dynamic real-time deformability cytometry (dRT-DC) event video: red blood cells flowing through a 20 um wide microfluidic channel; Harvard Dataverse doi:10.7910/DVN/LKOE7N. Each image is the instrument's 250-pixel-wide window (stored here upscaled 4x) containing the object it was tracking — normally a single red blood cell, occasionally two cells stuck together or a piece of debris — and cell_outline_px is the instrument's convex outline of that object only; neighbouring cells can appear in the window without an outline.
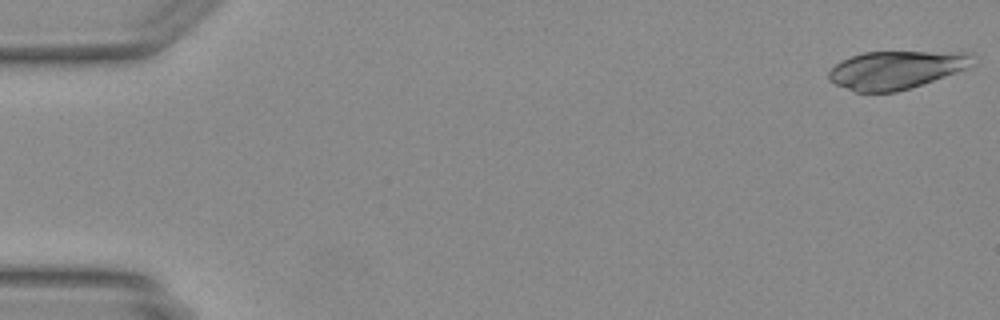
{"species": "Egyptian fruit bat (a non-hibernating species)", "species_latin": "Rousettus aegyptiacus", "temperature_condition": "warm", "stored_images_in_passage": 47, "camera_frame_rate_fps": 3000, "um_per_image_px": 0.085, "animal": {"sex": "female"}, "frame": {"image": 1, "passage_image": 1, "time_ms": 0.0, "image_size_px": [1000, 320], "cell_outline_px": [[968, 56], [964, 68], [944, 76], [896, 92], [856, 92], [836, 84], [828, 80], [828, 72], [840, 60], [864, 52], [968, 52]], "centroid_in_image_um": [75.99, 5.94], "position_along_channel_um": 9.0, "area_um2": 30.87}}
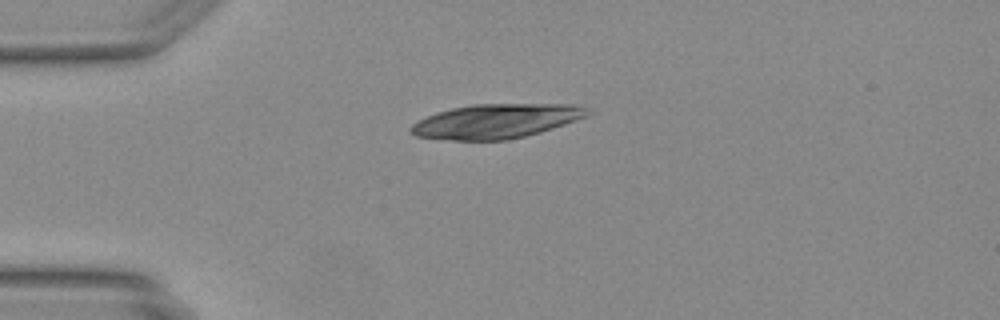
{"frame": {"image": 2, "passage_image": 12, "time_ms": 3.667, "image_size_px": [1000, 320], "cell_outline_px": [[592, 112], [584, 116], [552, 128], [540, 132], [508, 140], [452, 140], [416, 136], [408, 132], [408, 128], [416, 120], [436, 112], [452, 108], [472, 104], [572, 104], [588, 108]], "centroid_in_image_um": [42.08, 10.29], "position_along_channel_um": 42.9, "area_um2": 35.26}}